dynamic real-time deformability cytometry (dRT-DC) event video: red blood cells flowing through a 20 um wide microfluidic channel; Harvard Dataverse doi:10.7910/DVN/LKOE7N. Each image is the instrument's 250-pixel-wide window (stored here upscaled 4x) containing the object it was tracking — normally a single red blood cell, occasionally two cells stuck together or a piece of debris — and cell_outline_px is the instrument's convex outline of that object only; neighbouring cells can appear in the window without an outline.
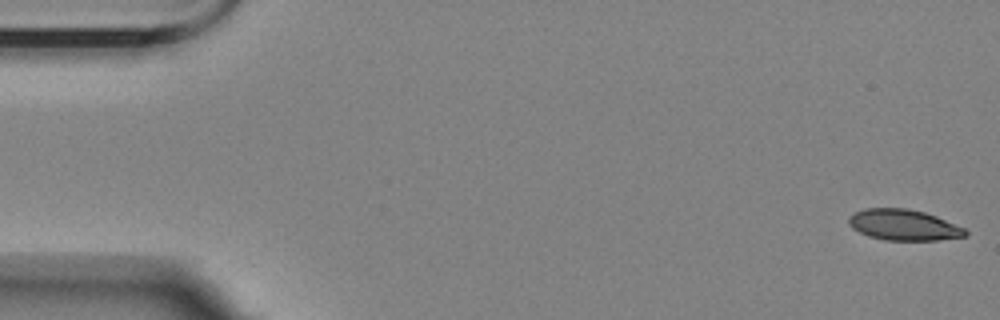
{"species": "Egyptian fruit bat (a non-hibernating species)", "species_latin": "Rousettus aegyptiacus", "temperature_condition": "room temperature", "stored_images_in_passage": 5, "camera_frame_rate_fps": 3000, "um_per_image_px": 0.085, "animal": {"sex": "female"}, "frame": {"image": 1, "passage_image": 1, "time_ms": 0.0, "image_size_px": [1000, 320], "cell_outline_px": [[968, 236], [936, 240], [884, 240], [868, 236], [852, 228], [848, 224], [848, 216], [864, 208], [908, 208], [924, 212], [936, 216], [964, 228], [968, 232]], "centroid_in_image_um": [76.79, 19.12], "position_along_channel_um": 8.2, "area_um2": 21.04}}
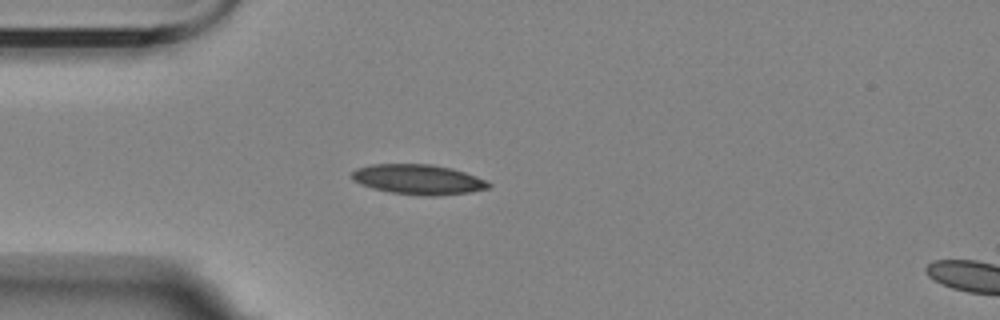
{"frame": {"image": 2, "passage_image": 5, "time_ms": 4.667, "image_size_px": [1000, 320], "cell_outline_px": [[492, 184], [488, 188], [472, 192], [436, 196], [420, 196], [388, 192], [372, 188], [360, 184], [352, 180], [348, 176], [356, 168], [372, 164], [428, 164], [452, 168], [488, 180]], "centroid_in_image_um": [35.53, 15.26], "position_along_channel_um": 49.5, "area_um2": 24.28}}